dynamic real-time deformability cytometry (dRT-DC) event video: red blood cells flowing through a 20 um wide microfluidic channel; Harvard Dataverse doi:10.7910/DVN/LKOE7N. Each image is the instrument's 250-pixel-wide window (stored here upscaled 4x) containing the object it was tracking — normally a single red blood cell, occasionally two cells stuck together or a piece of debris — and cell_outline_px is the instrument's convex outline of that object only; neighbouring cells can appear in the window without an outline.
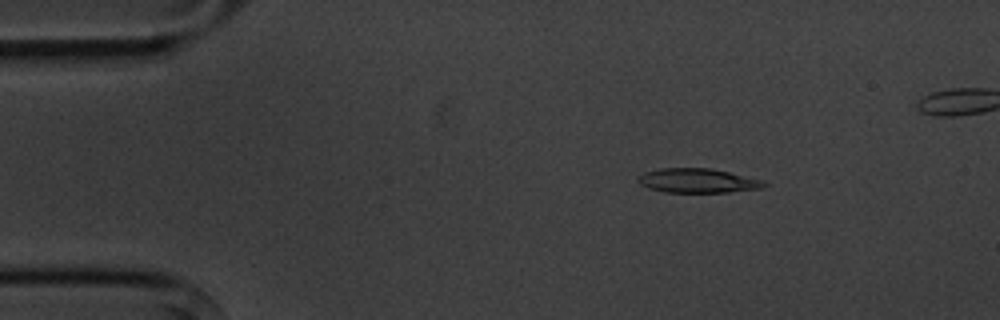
{"species": "common noctule bat (a hibernating species)", "species_latin": "Nyctalus noctula", "temperature_condition": "cold", "stored_images_in_passage": 5, "camera_frame_rate_fps": 3000, "um_per_image_px": 0.085, "animal": {"sex": "male", "body_mass_g": 20.1, "forearm_length_mm": 53.5}, "frame": {"image": 1, "passage_image": 3, "time_ms": 2.0, "image_size_px": [1000, 320], "cell_outline_px": [[768, 184], [764, 188], [728, 192], [664, 192], [648, 188], [640, 184], [636, 180], [644, 172], [660, 168], [712, 168], [764, 180]], "centroid_in_image_um": [59.33, 15.35], "position_along_channel_um": 25.7, "area_um2": 17.98}}